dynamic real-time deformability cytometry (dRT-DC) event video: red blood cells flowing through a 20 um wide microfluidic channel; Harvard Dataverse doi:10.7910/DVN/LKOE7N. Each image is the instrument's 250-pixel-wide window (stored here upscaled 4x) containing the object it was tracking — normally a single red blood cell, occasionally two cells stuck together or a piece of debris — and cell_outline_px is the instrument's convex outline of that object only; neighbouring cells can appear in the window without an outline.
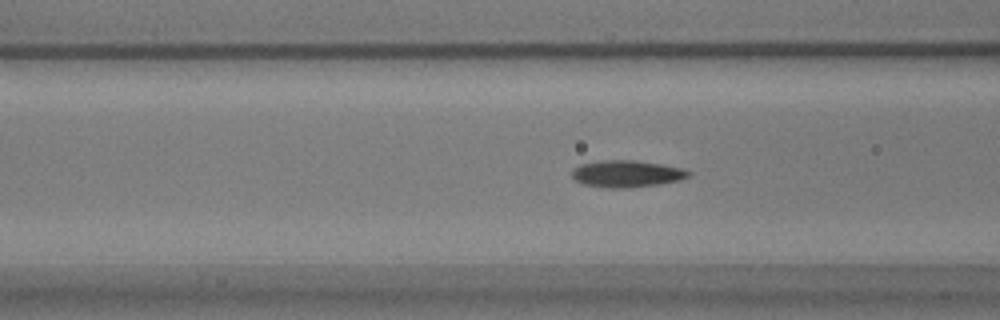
{"species": "common noctule bat (a hibernating species)", "species_latin": "Nyctalus noctula", "temperature_condition": "warm", "stored_images_in_passage": 41, "camera_frame_rate_fps": 3000, "um_per_image_px": 0.085, "animal": {"sex": "male", "body_mass_g": 17.9}, "frame": {"image": 1, "passage_image": 5, "time_ms": 1.333, "image_size_px": [1000, 320], "cell_outline_px": [[692, 172], [688, 176], [680, 180], [660, 184], [624, 188], [608, 188], [584, 184], [576, 180], [572, 176], [572, 168], [580, 164], [600, 160], [632, 160], [660, 164], [680, 168]], "centroid_in_image_um": [53.24, 14.77], "position_along_channel_um": 113.4, "area_um2": 18.15}}
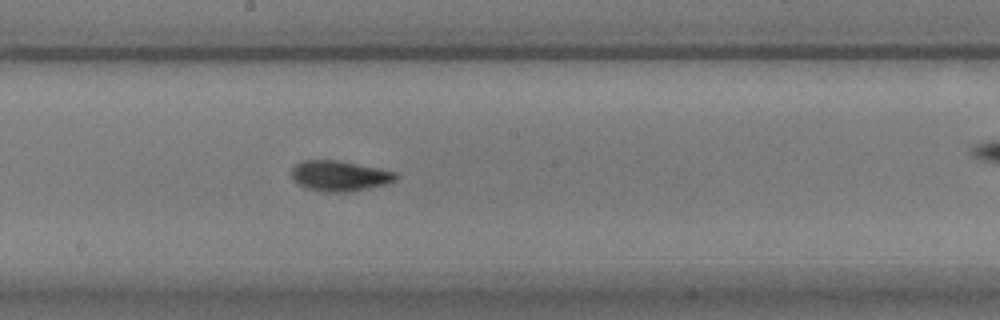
{"frame": {"image": 2, "passage_image": 14, "time_ms": 4.333, "image_size_px": [1000, 320], "cell_outline_px": [[400, 176], [396, 180], [384, 184], [348, 192], [324, 192], [304, 188], [296, 184], [292, 180], [292, 168], [296, 164], [304, 160], [340, 160], [380, 168], [396, 172]], "centroid_in_image_um": [28.84, 14.95], "position_along_channel_um": 219.4, "area_um2": 18.73}}
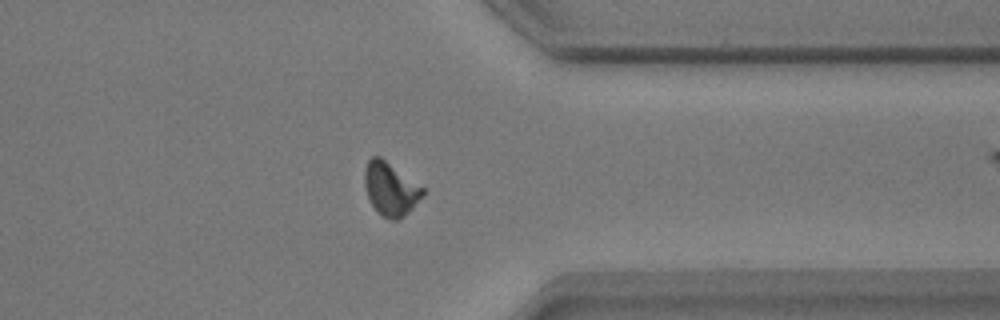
{"frame": {"image": 3, "passage_image": 28, "time_ms": 9.0, "image_size_px": [1000, 320], "cell_outline_px": [[424, 196], [400, 220], [392, 220], [380, 216], [376, 212], [368, 196], [364, 184], [364, 172], [368, 160], [372, 156], [380, 156], [424, 188]], "centroid_in_image_um": [33.19, 16.08], "position_along_channel_um": 378.2, "area_um2": 18.09}, "authors_computed_cell_mechanics": {"area_um2": 17.6868, "velocity_mm_per_s": 3.5294, "shape_relaxation_time_tau1_ms": 3.5366, "shape_relaxation_time_tau2_ms": 1.8052, "deformation_change_tau1": 0.1485, "deformation_change_tau2": 0.0637}}